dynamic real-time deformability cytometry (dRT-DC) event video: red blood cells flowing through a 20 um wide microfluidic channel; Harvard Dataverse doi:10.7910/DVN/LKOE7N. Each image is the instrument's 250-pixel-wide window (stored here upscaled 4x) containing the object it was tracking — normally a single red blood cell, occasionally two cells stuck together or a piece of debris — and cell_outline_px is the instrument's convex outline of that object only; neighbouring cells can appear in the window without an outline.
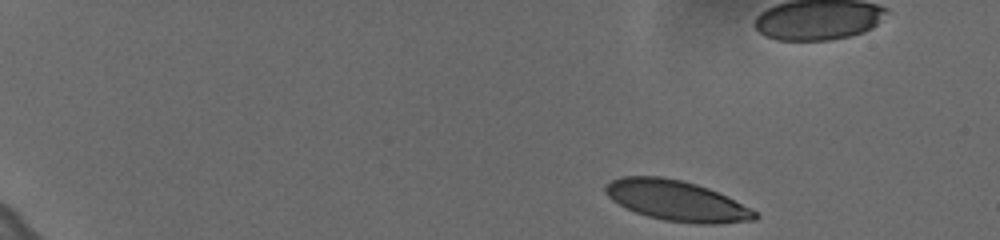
{"species": "human", "species_latin": "Homo sapiens", "temperature_condition": "cold", "stored_images_in_passage": 50, "camera_frame_rate_fps": 3000, "um_per_image_px": 0.085, "donor": {"sex": "female"}, "frame": {"image": 1, "passage_image": 1, "time_ms": 0.0, "image_size_px": [1000, 240], "cell_outline_px": [[760, 216], [756, 220], [716, 224], [696, 224], [664, 220], [648, 216], [636, 212], [612, 200], [604, 192], [604, 188], [612, 180], [620, 176], [660, 176], [680, 180], [696, 184], [708, 188], [752, 208]], "centroid_in_image_um": [57.54, 17.07], "position_along_channel_um": 27.5, "area_um2": 35.08}}
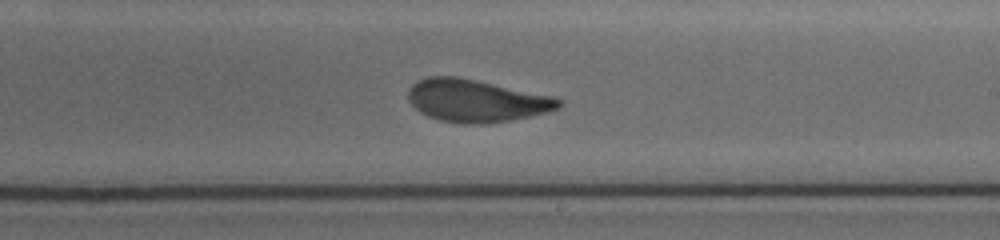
{"frame": {"image": 2, "passage_image": 30, "time_ms": 9.667, "image_size_px": [1000, 240], "cell_outline_px": [[560, 108], [548, 112], [508, 120], [480, 124], [464, 124], [440, 120], [428, 116], [420, 112], [408, 100], [408, 88], [416, 80], [428, 76], [456, 76], [476, 80], [552, 96], [560, 100]], "centroid_in_image_um": [40.42, 8.55], "position_along_channel_um": 248.6, "area_um2": 36.99}}
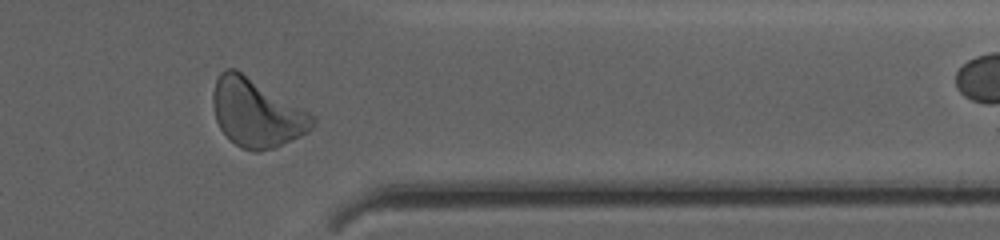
{"frame": {"image": 3, "passage_image": 42, "time_ms": 13.667, "image_size_px": [1000, 240], "cell_outline_px": [[316, 120], [312, 128], [308, 132], [276, 148], [256, 152], [240, 148], [220, 128], [216, 120], [212, 104], [212, 92], [216, 80], [220, 72], [224, 68], [236, 68], [316, 116]], "centroid_in_image_um": [21.8, 9.59], "position_along_channel_um": 389.6, "area_um2": 39.71}, "authors_computed_cell_mechanics": {"area_um2": 36.9342, "velocity_mm_per_s": 3.6182, "shape_relaxation_time_tau1_ms": 3.5949, "shape_relaxation_time_tau2_ms": 1.1135, "deformation_change_tau1": 0.1458, "deformation_change_tau2": 0.0852}}